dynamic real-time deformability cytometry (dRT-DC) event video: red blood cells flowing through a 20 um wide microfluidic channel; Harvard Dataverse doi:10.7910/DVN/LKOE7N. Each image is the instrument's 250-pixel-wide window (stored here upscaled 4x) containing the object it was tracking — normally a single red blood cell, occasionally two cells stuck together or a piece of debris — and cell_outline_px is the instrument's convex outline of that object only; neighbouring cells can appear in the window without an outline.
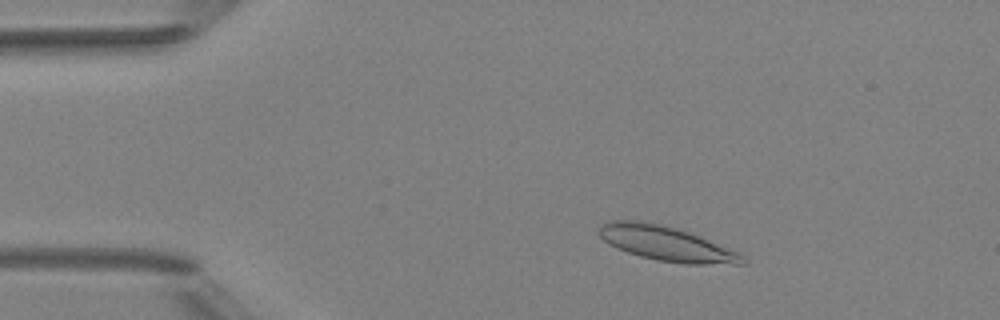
{"species": "Egyptian fruit bat (a non-hibernating species)", "species_latin": "Rousettus aegyptiacus", "temperature_condition": "room temperature", "stored_images_in_passage": 3, "camera_frame_rate_fps": 3000, "um_per_image_px": 0.085, "animal": {"sex": "female"}, "frame": {"image": 1, "passage_image": 2, "time_ms": 1.333, "image_size_px": [1000, 320], "cell_outline_px": [[748, 260], [744, 264], [684, 264], [656, 260], [640, 256], [616, 248], [608, 244], [600, 236], [600, 224], [608, 220], [640, 220], [660, 224], [692, 232], [740, 252]], "centroid_in_image_um": [56.68, 20.7], "position_along_channel_um": 28.3, "area_um2": 29.42}}